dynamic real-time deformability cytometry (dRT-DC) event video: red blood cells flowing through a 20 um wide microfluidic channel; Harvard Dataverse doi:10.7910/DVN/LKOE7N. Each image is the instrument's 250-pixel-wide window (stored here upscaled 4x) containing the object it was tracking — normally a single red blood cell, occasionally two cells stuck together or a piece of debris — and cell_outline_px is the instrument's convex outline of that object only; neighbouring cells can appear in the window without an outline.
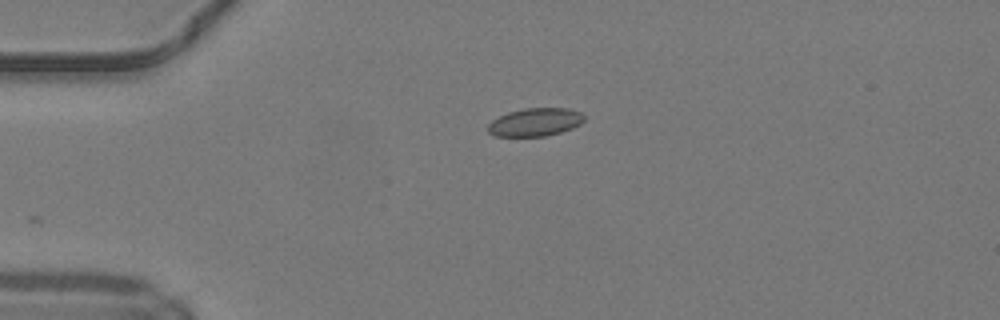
{"species": "common noctule bat (a hibernating species)", "species_latin": "Nyctalus noctula", "temperature_condition": "warm", "stored_images_in_passage": 7, "camera_frame_rate_fps": 3000, "um_per_image_px": 0.085, "animal": {"sex": "male", "body_mass_g": 19.2, "forearm_length_mm": 51.8}, "frame": {"image": 1, "passage_image": 1, "time_ms": 0.0, "image_size_px": [1000, 320], "cell_outline_px": [[584, 120], [580, 124], [572, 128], [560, 132], [544, 136], [496, 136], [488, 132], [488, 124], [492, 120], [508, 112], [524, 108], [568, 108], [580, 112], [584, 116]], "centroid_in_image_um": [45.49, 10.37], "position_along_channel_um": 39.5, "area_um2": 15.66}}
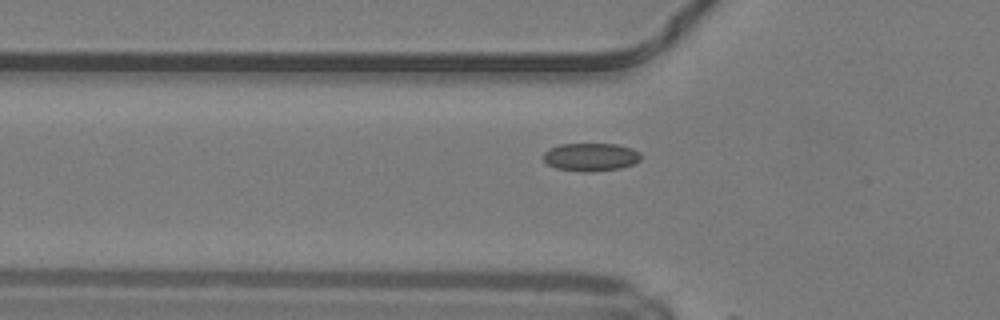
{"frame": {"image": 2, "passage_image": 6, "time_ms": 1.667, "image_size_px": [1000, 320], "cell_outline_px": [[640, 160], [632, 164], [620, 168], [556, 168], [548, 164], [544, 160], [544, 152], [548, 148], [560, 144], [616, 144], [632, 148], [640, 152]], "centroid_in_image_um": [50.22, 13.27], "position_along_channel_um": 75.6, "area_um2": 14.91}}